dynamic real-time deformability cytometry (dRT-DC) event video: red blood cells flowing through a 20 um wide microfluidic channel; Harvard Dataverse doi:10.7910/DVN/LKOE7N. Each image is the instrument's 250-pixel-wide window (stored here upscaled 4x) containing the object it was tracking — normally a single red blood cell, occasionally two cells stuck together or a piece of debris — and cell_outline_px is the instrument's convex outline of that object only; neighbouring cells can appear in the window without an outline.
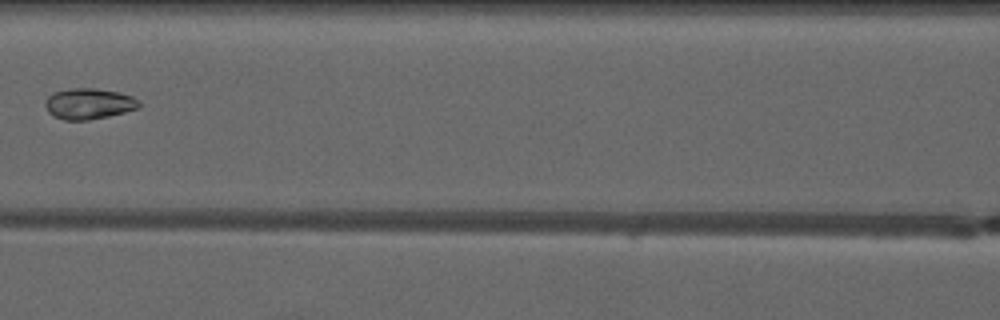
{"species": "common noctule bat (a hibernating species)", "species_latin": "Nyctalus noctula", "temperature_condition": "warm", "stored_images_in_passage": 4, "camera_frame_rate_fps": 3000, "um_per_image_px": 0.085, "animal": {"sex": "male", "forearm_length_mm": 52.5}, "frame": {"image": 1, "passage_image": 3, "time_ms": 2.333, "image_size_px": [1000, 320], "cell_outline_px": [[140, 108], [108, 116], [88, 120], [64, 120], [52, 116], [48, 112], [44, 104], [48, 96], [52, 92], [72, 88], [96, 88], [120, 92], [132, 96], [140, 100]], "centroid_in_image_um": [7.55, 8.81], "position_along_channel_um": 159.1, "area_um2": 17.11}}
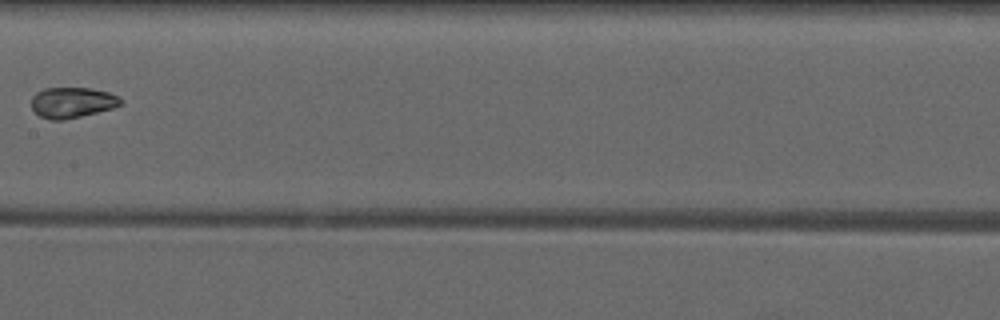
{"frame": {"image": 2, "passage_image": 4, "time_ms": 3.333, "image_size_px": [1000, 320], "cell_outline_px": [[124, 104], [112, 108], [64, 120], [48, 120], [40, 116], [32, 108], [32, 96], [36, 92], [44, 88], [92, 88], [108, 92], [120, 96], [124, 100]], "centroid_in_image_um": [6.17, 8.7], "position_along_channel_um": 201.2, "area_um2": 16.07}}